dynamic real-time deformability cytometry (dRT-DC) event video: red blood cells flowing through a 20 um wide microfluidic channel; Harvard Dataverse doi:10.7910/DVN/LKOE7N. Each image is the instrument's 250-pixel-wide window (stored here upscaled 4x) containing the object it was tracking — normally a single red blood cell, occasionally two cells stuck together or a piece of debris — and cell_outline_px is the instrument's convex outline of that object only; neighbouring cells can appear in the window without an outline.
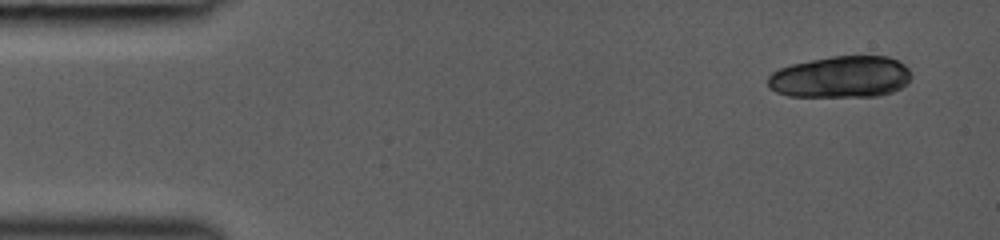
{"species": "common noctule bat (a hibernating species)", "species_latin": "Nyctalus noctula", "temperature_condition": "room temperature", "stored_images_in_passage": 14, "camera_frame_rate_fps": 3000, "um_per_image_px": 0.085, "animal": {"sex": "female", "body_mass_g": 19.0, "forearm_length_mm": 53.3}, "frame": {"image": 1, "passage_image": 1, "time_ms": 0.0, "image_size_px": [1000, 240], "cell_outline_px": [[912, 76], [908, 84], [892, 92], [876, 96], [788, 96], [776, 92], [768, 88], [768, 76], [772, 72], [780, 68], [792, 64], [832, 56], [888, 56], [904, 64], [908, 68]], "centroid_in_image_um": [71.48, 6.54], "position_along_channel_um": 13.5, "area_um2": 34.91}}